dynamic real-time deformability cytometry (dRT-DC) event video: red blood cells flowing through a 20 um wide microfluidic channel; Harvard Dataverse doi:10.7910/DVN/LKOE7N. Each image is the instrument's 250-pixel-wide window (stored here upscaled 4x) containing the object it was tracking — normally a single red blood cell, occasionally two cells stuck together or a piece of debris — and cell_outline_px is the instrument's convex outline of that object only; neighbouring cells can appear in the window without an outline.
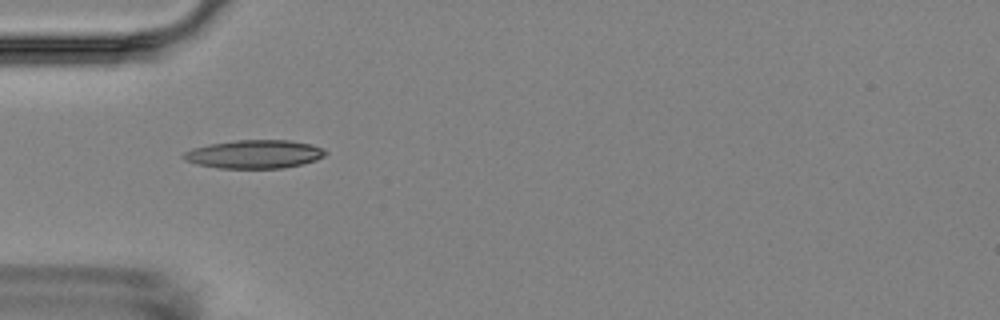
{"species": "Egyptian fruit bat (a non-hibernating species)", "species_latin": "Rousettus aegyptiacus", "temperature_condition": "room temperature", "stored_images_in_passage": 5, "camera_frame_rate_fps": 3000, "um_per_image_px": 0.085, "animal": {"sex": "female"}, "frame": {"image": 1, "passage_image": 4, "time_ms": 4.333, "image_size_px": [1000, 320], "cell_outline_px": [[328, 152], [324, 156], [316, 160], [284, 168], [220, 168], [196, 164], [184, 160], [180, 156], [184, 152], [192, 148], [208, 144], [236, 140], [292, 140], [312, 144]], "centroid_in_image_um": [21.59, 13.1], "position_along_channel_um": 63.4, "area_um2": 23.58}}
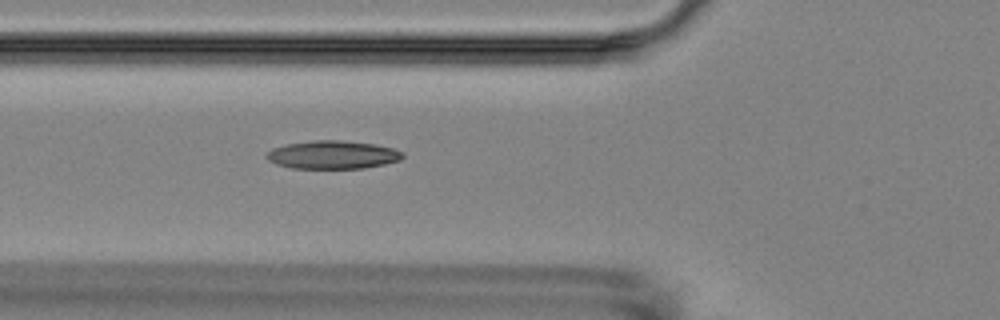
{"frame": {"image": 2, "passage_image": 5, "time_ms": 5.333, "image_size_px": [1000, 320], "cell_outline_px": [[404, 156], [400, 160], [384, 164], [364, 168], [292, 168], [276, 164], [268, 160], [264, 156], [272, 148], [288, 144], [312, 140], [340, 140], [376, 144], [392, 148], [404, 152]], "centroid_in_image_um": [28.28, 13.15], "position_along_channel_um": 97.5, "area_um2": 22.37}}